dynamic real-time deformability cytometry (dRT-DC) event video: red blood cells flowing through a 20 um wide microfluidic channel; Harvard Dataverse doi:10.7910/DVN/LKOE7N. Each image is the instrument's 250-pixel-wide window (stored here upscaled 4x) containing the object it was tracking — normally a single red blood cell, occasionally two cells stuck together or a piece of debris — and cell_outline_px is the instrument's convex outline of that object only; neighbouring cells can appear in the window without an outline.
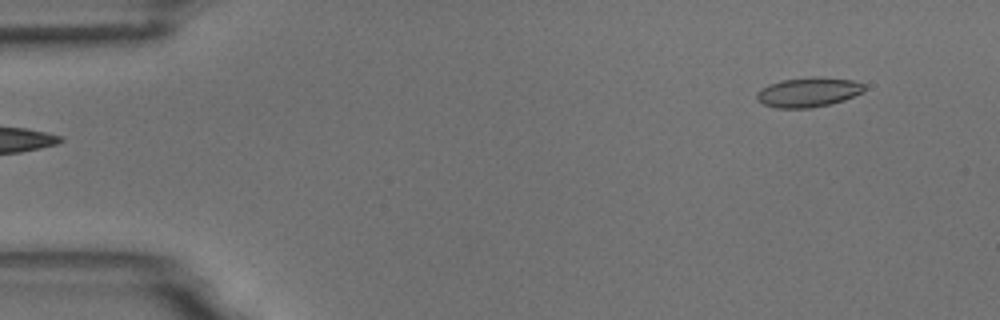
{"species": "common noctule bat (a hibernating species)", "species_latin": "Nyctalus noctula", "temperature_condition": "room temperature", "stored_images_in_passage": 3, "segment_of_instrument_passage": [2, 2], "camera_frame_rate_fps": 3000, "um_per_image_px": 0.085, "animal": {"sex": "male", "body_mass_g": 18.8}, "frame": {"image": 1, "passage_image": 3, "time_ms": 2.333, "image_size_px": [1000, 320], "cell_outline_px": [[864, 88], [860, 92], [844, 100], [812, 108], [776, 108], [764, 104], [756, 96], [756, 92], [760, 88], [768, 84], [784, 80], [812, 76], [816, 76], [852, 80], [864, 84]], "centroid_in_image_um": [68.67, 7.83], "position_along_channel_um": 16.3, "area_um2": 18.38}}